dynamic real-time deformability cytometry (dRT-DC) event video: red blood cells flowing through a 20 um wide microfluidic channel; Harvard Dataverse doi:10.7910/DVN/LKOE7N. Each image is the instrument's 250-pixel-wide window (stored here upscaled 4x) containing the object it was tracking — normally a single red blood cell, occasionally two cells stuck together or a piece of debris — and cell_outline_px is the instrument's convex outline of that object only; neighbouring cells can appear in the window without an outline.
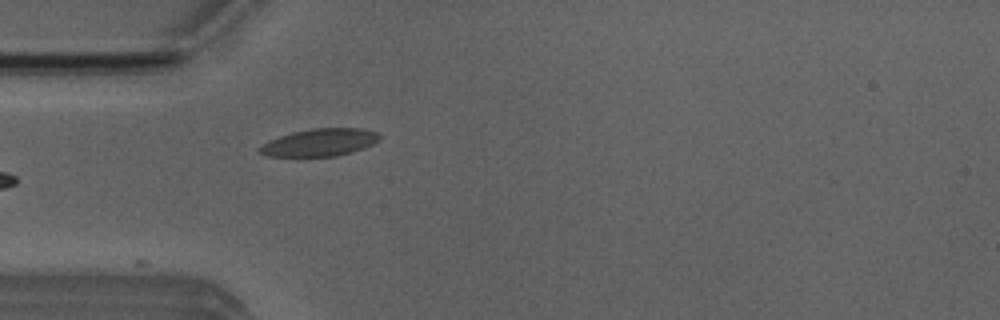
{"species": "Egyptian fruit bat (a non-hibernating species)", "species_latin": "Rousettus aegyptiacus", "temperature_condition": "room temperature", "stored_images_in_passage": 1, "camera_frame_rate_fps": 3000, "um_per_image_px": 0.085, "animal": {"sex": "male"}, "frame": {"image": 1, "passage_image": 1, "time_ms": 0.0, "image_size_px": [1000, 320], "cell_outline_px": [[380, 140], [364, 148], [352, 152], [336, 156], [268, 156], [256, 152], [256, 148], [268, 140], [292, 132], [312, 128], [364, 128], [380, 132]], "centroid_in_image_um": [27.17, 12.1], "position_along_channel_um": 57.8, "area_um2": 19.48}}